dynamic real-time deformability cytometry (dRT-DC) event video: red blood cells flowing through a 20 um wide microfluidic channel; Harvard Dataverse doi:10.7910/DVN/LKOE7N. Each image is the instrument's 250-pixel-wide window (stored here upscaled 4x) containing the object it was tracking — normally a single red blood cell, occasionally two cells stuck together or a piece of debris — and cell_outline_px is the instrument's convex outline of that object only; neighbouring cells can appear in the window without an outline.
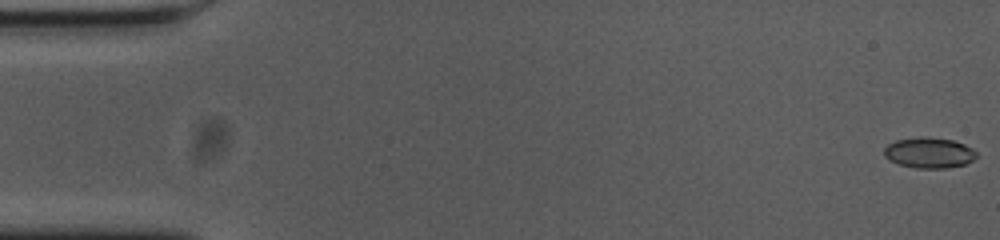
{"species": "common noctule bat (a hibernating species)", "species_latin": "Nyctalus noctula", "temperature_condition": "cold", "stored_images_in_passage": 16, "camera_frame_rate_fps": 3000, "um_per_image_px": 0.085, "animal": {"sex": "female", "body_mass_g": 23.0, "forearm_length_mm": 53.4}, "frame": {"image": 1, "passage_image": 1, "time_ms": 0.0, "image_size_px": [1000, 240], "cell_outline_px": [[976, 156], [972, 160], [964, 164], [944, 168], [916, 168], [900, 164], [884, 156], [884, 148], [888, 144], [896, 140], [920, 136], [924, 136], [952, 140], [964, 144], [972, 148], [976, 152]], "centroid_in_image_um": [78.96, 12.97], "position_along_channel_um": 6.0, "area_um2": 16.3}}
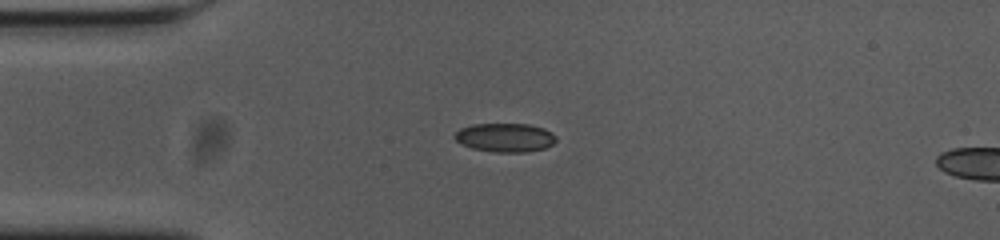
{"frame": {"image": 2, "passage_image": 14, "time_ms": 4.333, "image_size_px": [1000, 240], "cell_outline_px": [[556, 140], [552, 144], [544, 148], [528, 152], [496, 152], [472, 148], [456, 140], [452, 136], [460, 128], [472, 124], [528, 124], [544, 128], [552, 132], [556, 136]], "centroid_in_image_um": [42.94, 11.68], "position_along_channel_um": 42.1, "area_um2": 16.99}}